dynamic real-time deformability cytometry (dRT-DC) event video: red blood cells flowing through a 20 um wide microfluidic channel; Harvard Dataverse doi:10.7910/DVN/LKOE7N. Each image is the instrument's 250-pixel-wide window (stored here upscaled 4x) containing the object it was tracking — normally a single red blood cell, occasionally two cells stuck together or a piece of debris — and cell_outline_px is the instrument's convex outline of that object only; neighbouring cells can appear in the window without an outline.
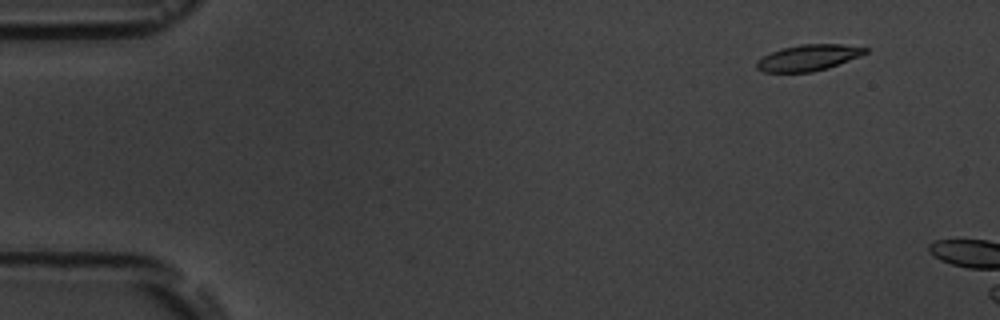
{"species": "common noctule bat (a hibernating species)", "species_latin": "Nyctalus noctula", "temperature_condition": "room temperature", "stored_images_in_passage": 3, "camera_frame_rate_fps": 3000, "um_per_image_px": 0.085, "animal": {"sex": "male", "body_mass_g": 19.5, "forearm_length_mm": 54.6}, "frame": {"image": 1, "passage_image": 1, "time_ms": 0.0, "image_size_px": [1000, 320], "cell_outline_px": [[868, 52], [860, 56], [828, 68], [812, 72], [764, 72], [756, 68], [756, 60], [772, 52], [784, 48], [800, 44], [840, 44], [868, 48]], "centroid_in_image_um": [68.71, 4.91], "position_along_channel_um": 16.3, "area_um2": 16.42}}